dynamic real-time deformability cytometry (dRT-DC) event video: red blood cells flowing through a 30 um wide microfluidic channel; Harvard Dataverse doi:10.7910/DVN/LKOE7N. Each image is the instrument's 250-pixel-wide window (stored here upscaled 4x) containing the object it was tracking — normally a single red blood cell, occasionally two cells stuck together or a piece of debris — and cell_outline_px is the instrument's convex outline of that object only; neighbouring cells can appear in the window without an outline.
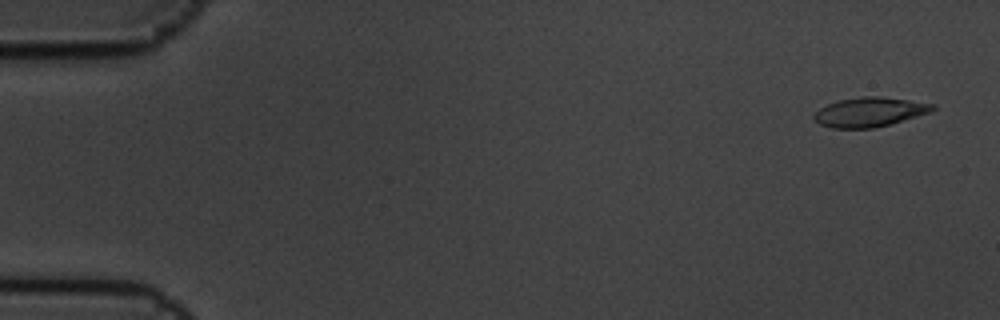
{"species": "common noctule bat (a hibernating species)", "species_latin": "Nyctalus noctula", "temperature_condition": "cold", "stored_images_in_passage": 9, "camera_frame_rate_fps": 3000, "um_per_image_px": 0.085, "animal": {"sex": "male", "body_mass_g": 19.5, "forearm_length_mm": 54.6}, "frame": {"image": 1, "passage_image": 1, "time_ms": 0.0, "image_size_px": [1000, 320], "cell_outline_px": [[936, 108], [932, 112], [888, 124], [872, 128], [832, 128], [820, 124], [812, 116], [820, 108], [828, 104], [840, 100], [860, 96], [880, 96], [936, 104]], "centroid_in_image_um": [73.94, 9.51], "position_along_channel_um": 11.1, "area_um2": 20.17}}
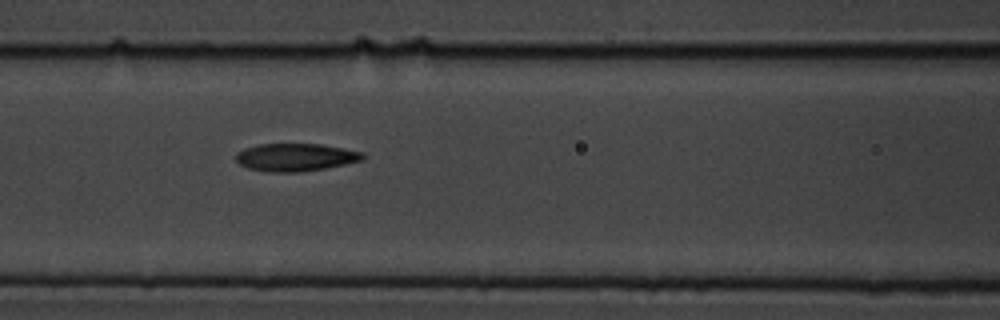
{"frame": {"image": 2, "passage_image": 7, "time_ms": 2.0, "image_size_px": [1000, 320], "cell_outline_px": [[364, 160], [324, 168], [300, 172], [272, 172], [248, 168], [240, 164], [236, 160], [236, 152], [244, 148], [260, 144], [320, 144], [344, 148], [364, 152]], "centroid_in_image_um": [25.13, 13.36], "position_along_channel_um": 141.5, "area_um2": 20.46}}
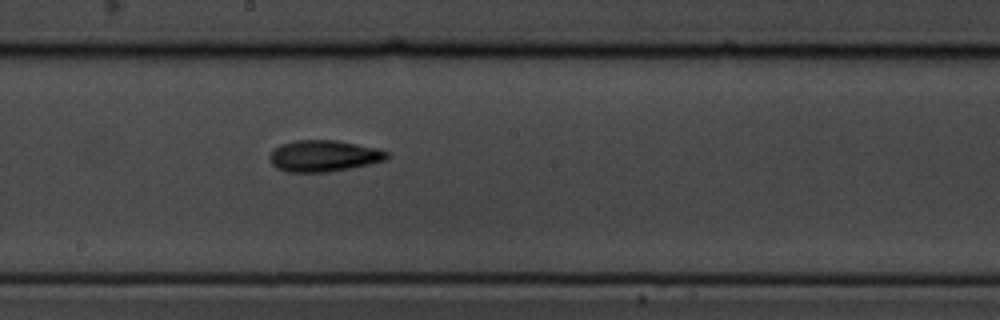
{"frame": {"image": 3, "passage_image": 9, "time_ms": 2.667, "image_size_px": [1000, 320], "cell_outline_px": [[388, 160], [328, 172], [288, 172], [276, 168], [272, 164], [268, 156], [280, 144], [296, 140], [336, 140], [376, 148], [388, 152]], "centroid_in_image_um": [27.5, 13.25], "position_along_channel_um": 220.7, "area_um2": 21.33}}